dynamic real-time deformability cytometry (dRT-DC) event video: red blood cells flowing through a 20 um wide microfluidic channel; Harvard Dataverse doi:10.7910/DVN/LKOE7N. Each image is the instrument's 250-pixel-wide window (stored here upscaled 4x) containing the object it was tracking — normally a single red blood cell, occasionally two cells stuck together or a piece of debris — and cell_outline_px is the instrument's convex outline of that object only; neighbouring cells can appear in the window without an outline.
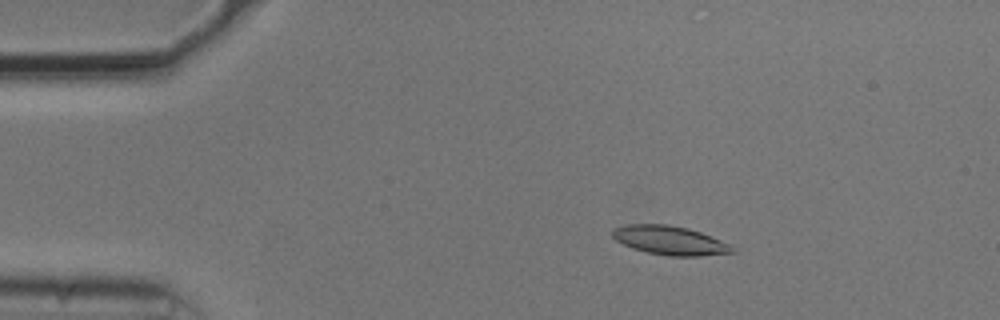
{"species": "common noctule bat (a hibernating species)", "species_latin": "Nyctalus noctula", "temperature_condition": "cold", "stored_images_in_passage": 54, "camera_frame_rate_fps": 3000, "um_per_image_px": 0.085, "animal": {"sex": "male", "body_mass_g": 20.5, "forearm_length_mm": 52.5}, "frame": {"image": 1, "passage_image": 9, "time_ms": 2.667, "image_size_px": [1000, 320], "cell_outline_px": [[736, 252], [700, 256], [668, 256], [648, 252], [632, 248], [616, 240], [612, 236], [612, 232], [616, 228], [628, 224], [668, 224], [688, 228], [700, 232], [720, 240], [736, 248]], "centroid_in_image_um": [56.96, 20.43], "position_along_channel_um": 28.0, "area_um2": 20.06}}
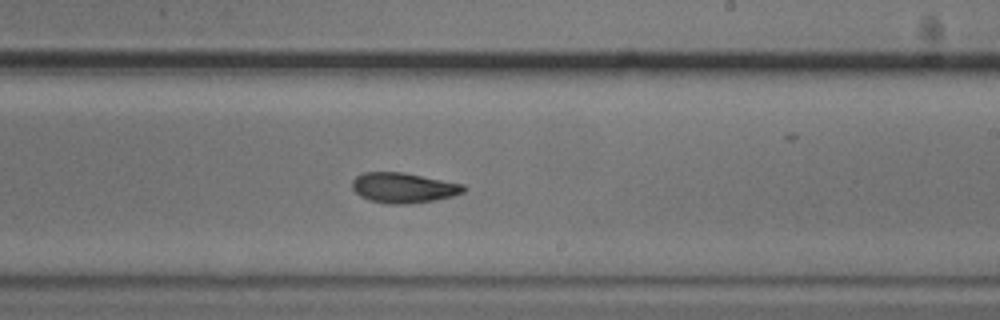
{"frame": {"image": 2, "passage_image": 32, "time_ms": 10.333, "image_size_px": [1000, 320], "cell_outline_px": [[468, 188], [464, 192], [452, 196], [432, 200], [408, 204], [392, 204], [368, 200], [360, 196], [352, 188], [352, 180], [356, 176], [364, 172], [404, 172], [464, 184]], "centroid_in_image_um": [34.3, 15.95], "position_along_channel_um": 254.7, "area_um2": 19.65}}
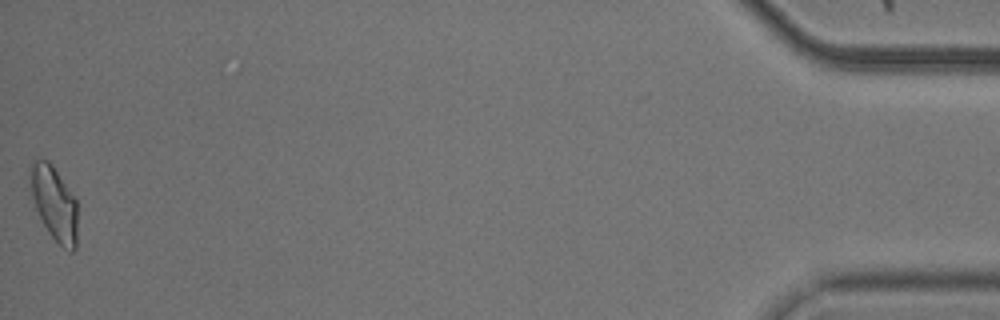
{"frame": {"image": 3, "passage_image": 54, "time_ms": 17.667, "image_size_px": [1000, 320], "cell_outline_px": [[76, 248], [72, 252], [68, 252], [48, 232], [36, 208], [32, 196], [28, 180], [32, 160], [48, 160], [52, 164], [76, 200]], "centroid_in_image_um": [4.59, 17.26], "position_along_channel_um": 430.6, "area_um2": 20.17}, "authors_computed_cell_mechanics": {"area_um2": 19.5364, "velocity_mm_per_s": 3.7142, "shape_relaxation_time_tau1_ms": 3.0058, "shape_relaxation_time_tau2_ms": 3.0877, "deformation_change_tau1": 0.1195, "deformation_change_tau2": 0.0972}}